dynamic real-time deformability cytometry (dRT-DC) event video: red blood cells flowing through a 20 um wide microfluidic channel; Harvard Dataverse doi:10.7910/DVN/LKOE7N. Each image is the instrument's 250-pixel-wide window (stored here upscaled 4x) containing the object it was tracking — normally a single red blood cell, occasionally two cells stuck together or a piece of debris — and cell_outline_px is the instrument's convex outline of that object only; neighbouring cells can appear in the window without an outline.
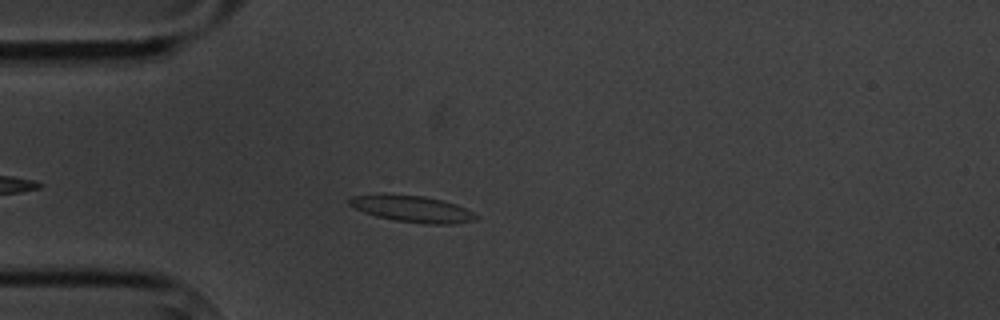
{"species": "common noctule bat (a hibernating species)", "species_latin": "Nyctalus noctula", "temperature_condition": "cold", "stored_images_in_passage": 7, "camera_frame_rate_fps": 3000, "um_per_image_px": 0.085, "animal": {"sex": "male", "body_mass_g": 20.1, "forearm_length_mm": 53.5}, "frame": {"image": 1, "passage_image": 4, "time_ms": 3.667, "image_size_px": [1000, 320], "cell_outline_px": [[480, 216], [476, 220], [452, 224], [424, 224], [396, 220], [376, 216], [364, 212], [348, 204], [348, 200], [352, 196], [424, 196], [444, 200], [456, 204]], "centroid_in_image_um": [35.14, 17.79], "position_along_channel_um": 49.9, "area_um2": 18.9}}
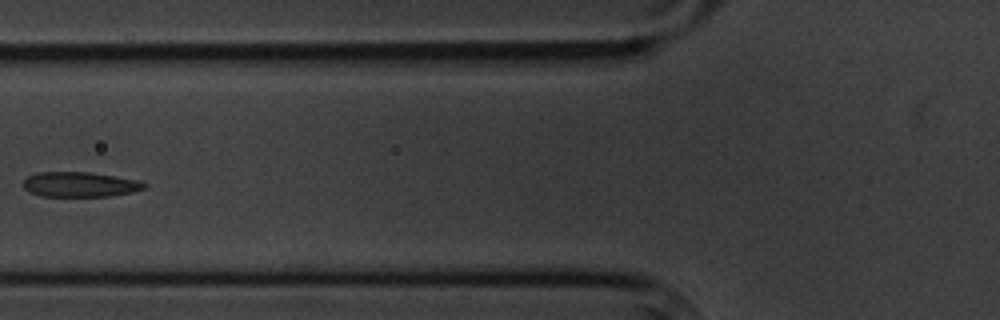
{"frame": {"image": 2, "passage_image": 6, "time_ms": 6.0, "image_size_px": [1000, 320], "cell_outline_px": [[148, 184], [144, 188], [132, 192], [112, 196], [40, 196], [28, 192], [24, 188], [24, 180], [28, 176], [36, 172], [88, 172], [116, 176], [140, 180]], "centroid_in_image_um": [6.8, 15.67], "position_along_channel_um": 119.0, "area_um2": 17.74}}
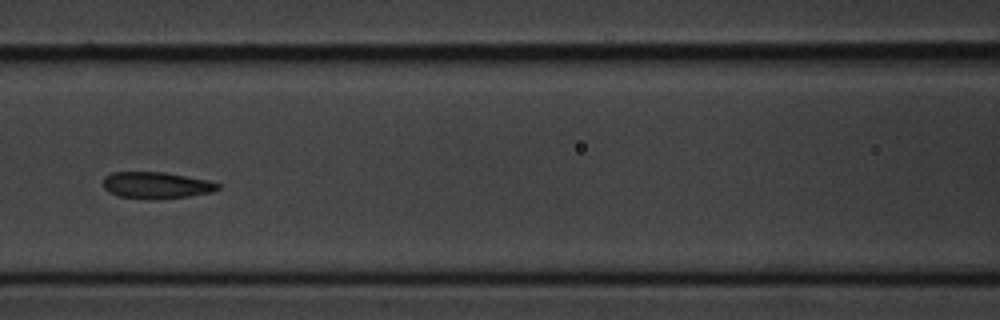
{"frame": {"image": 3, "passage_image": 7, "time_ms": 7.0, "image_size_px": [1000, 320], "cell_outline_px": [[220, 188], [212, 192], [188, 196], [120, 196], [108, 192], [104, 188], [104, 176], [112, 172], [164, 172], [204, 180], [220, 184]], "centroid_in_image_um": [13.26, 15.69], "position_along_channel_um": 153.3, "area_um2": 16.65}}